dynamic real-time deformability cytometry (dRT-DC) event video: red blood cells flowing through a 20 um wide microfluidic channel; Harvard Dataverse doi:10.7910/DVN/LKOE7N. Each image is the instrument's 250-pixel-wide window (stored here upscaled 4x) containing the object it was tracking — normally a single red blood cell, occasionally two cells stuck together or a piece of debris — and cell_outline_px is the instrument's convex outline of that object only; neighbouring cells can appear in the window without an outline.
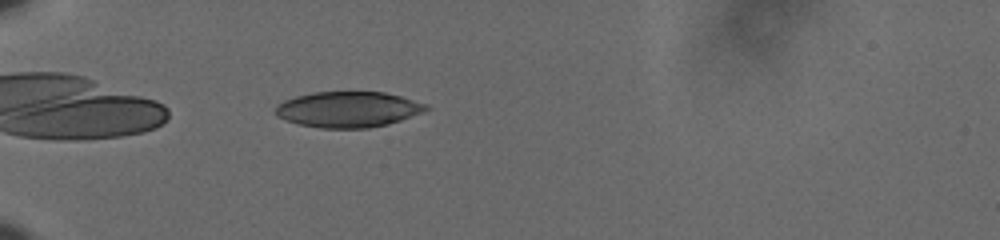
{"species": "human", "species_latin": "Homo sapiens", "temperature_condition": "cold", "stored_images_in_passage": 42, "camera_frame_rate_fps": 3000, "um_per_image_px": 0.085, "donor": {"sex": "male"}, "frame": {"image": 1, "passage_image": 3, "time_ms": 0.667, "image_size_px": [1000, 240], "cell_outline_px": [[432, 108], [400, 120], [388, 124], [368, 128], [320, 128], [300, 124], [284, 120], [276, 116], [276, 108], [284, 100], [296, 96], [312, 92], [384, 92], [400, 96], [428, 104]], "centroid_in_image_um": [29.6, 9.3], "position_along_channel_um": 55.4, "area_um2": 31.27}}
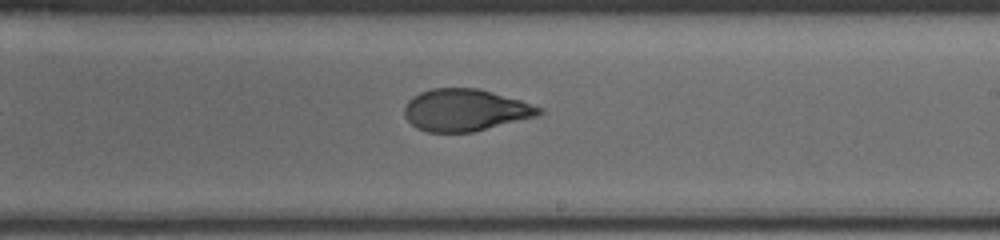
{"frame": {"image": 2, "passage_image": 21, "time_ms": 6.667, "image_size_px": [1000, 240], "cell_outline_px": [[544, 112], [540, 116], [472, 132], [428, 132], [416, 128], [404, 116], [404, 108], [408, 100], [412, 96], [420, 92], [432, 88], [476, 88], [492, 92], [520, 100], [544, 108]], "centroid_in_image_um": [39.56, 9.36], "position_along_channel_um": 249.4, "area_um2": 33.12}}
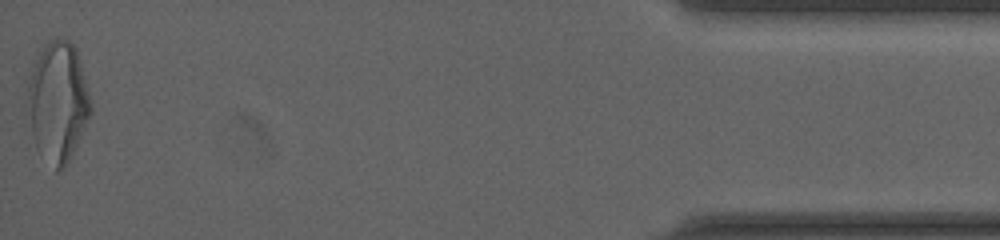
{"frame": {"image": 3, "passage_image": 42, "time_ms": 13.667, "image_size_px": [1000, 240], "cell_outline_px": [[92, 112], [68, 164], [64, 168], [56, 172], [36, 148], [32, 132], [28, 96], [28, 84], [36, 60], [44, 44], [52, 40], [68, 40], [76, 48], [80, 60], [92, 108]], "centroid_in_image_um": [4.95, 8.7], "position_along_channel_um": 430.3, "area_um2": 43.41}, "authors_computed_cell_mechanics": {"area_um2": 33.5818, "velocity_mm_per_s": 3.6309, "shape_relaxation_time_tau1_ms": 4.1699, "shape_relaxation_time_tau2_ms": 1.2833, "deformation_change_tau1": 0.1655, "deformation_change_tau2": 0.0708}}